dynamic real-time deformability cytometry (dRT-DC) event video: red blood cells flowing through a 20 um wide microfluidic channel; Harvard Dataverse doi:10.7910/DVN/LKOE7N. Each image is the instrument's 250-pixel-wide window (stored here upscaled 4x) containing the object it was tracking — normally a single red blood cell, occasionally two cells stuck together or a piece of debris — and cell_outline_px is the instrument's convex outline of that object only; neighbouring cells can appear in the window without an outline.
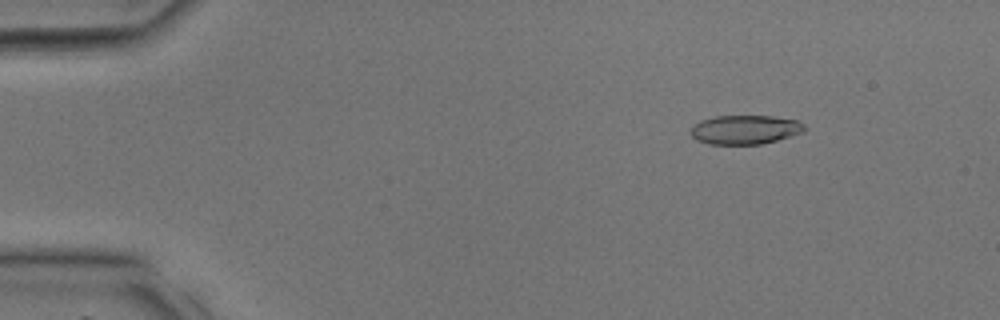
{"species": "common noctule bat (a hibernating species)", "species_latin": "Nyctalus noctula", "temperature_condition": "room temperature", "stored_images_in_passage": 37, "camera_frame_rate_fps": 3000, "um_per_image_px": 0.085, "animal": {"sex": "male", "body_mass_g": 17.9, "forearm_length_mm": 54.2}, "frame": {"image": 1, "passage_image": 5, "time_ms": 1.333, "image_size_px": [1000, 320], "cell_outline_px": [[808, 128], [804, 132], [776, 140], [760, 144], [708, 144], [696, 140], [688, 132], [692, 124], [700, 120], [716, 116], [772, 116], [796, 120], [804, 124]], "centroid_in_image_um": [63.29, 11.02], "position_along_channel_um": 21.7, "area_um2": 19.48}}
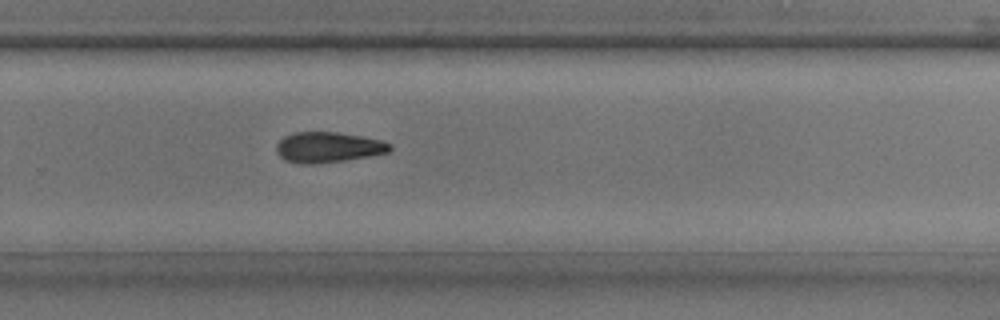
{"frame": {"image": 2, "passage_image": 25, "time_ms": 8.0, "image_size_px": [1000, 320], "cell_outline_px": [[392, 148], [388, 152], [368, 156], [344, 160], [312, 164], [300, 164], [284, 160], [276, 152], [276, 144], [284, 136], [296, 132], [336, 132], [360, 136], [380, 140], [392, 144]], "centroid_in_image_um": [27.86, 12.52], "position_along_channel_um": 301.9, "area_um2": 20.06}}
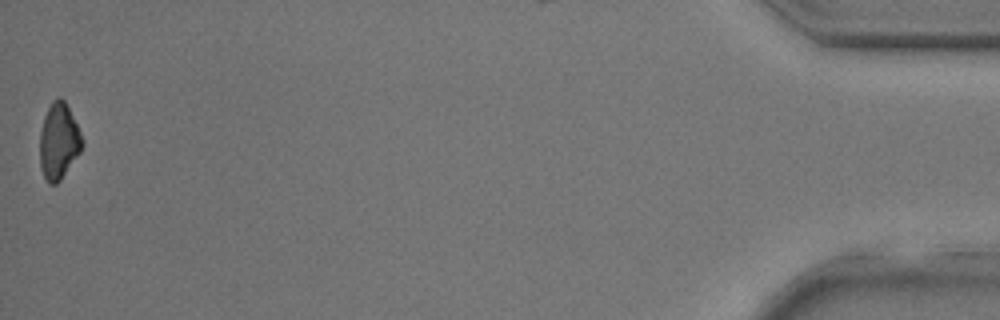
{"frame": {"image": 3, "passage_image": 37, "time_ms": 12.0, "image_size_px": [1000, 320], "cell_outline_px": [[84, 144], [80, 152], [60, 180], [56, 184], [48, 184], [40, 168], [40, 132], [44, 116], [52, 100], [60, 96], [64, 100], [84, 140]], "centroid_in_image_um": [4.98, 12.01], "position_along_channel_um": 430.2, "area_um2": 18.67}}